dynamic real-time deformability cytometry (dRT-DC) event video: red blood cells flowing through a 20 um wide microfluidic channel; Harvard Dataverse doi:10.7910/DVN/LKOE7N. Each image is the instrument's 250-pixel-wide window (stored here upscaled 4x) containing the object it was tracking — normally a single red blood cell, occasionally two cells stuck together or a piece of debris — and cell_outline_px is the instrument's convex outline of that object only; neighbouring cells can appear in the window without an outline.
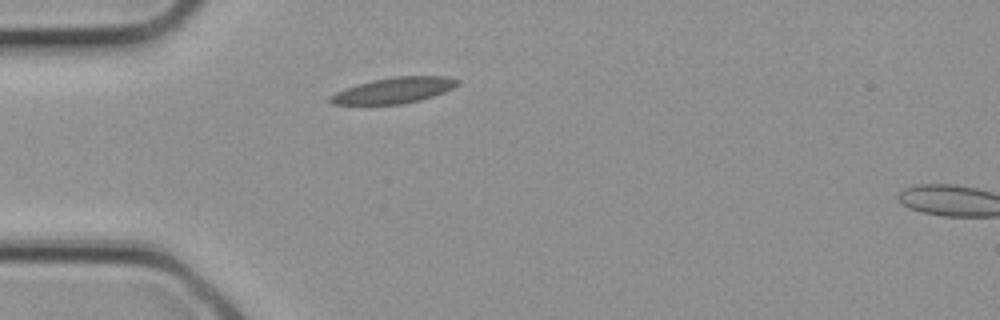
{"species": "common noctule bat (a hibernating species)", "species_latin": "Nyctalus noctula", "temperature_condition": "cold", "stored_images_in_passage": 4, "camera_frame_rate_fps": 3000, "um_per_image_px": 0.085, "animal": {"sex": "female", "body_mass_g": 21.9}, "frame": {"image": 1, "passage_image": 3, "time_ms": 0.667, "image_size_px": [1000, 320], "cell_outline_px": [[460, 84], [444, 92], [420, 100], [400, 104], [332, 104], [328, 100], [328, 96], [344, 88], [356, 84], [372, 80], [396, 76], [448, 76], [460, 80]], "centroid_in_image_um": [33.48, 7.67], "position_along_channel_um": 51.5, "area_um2": 19.19}}